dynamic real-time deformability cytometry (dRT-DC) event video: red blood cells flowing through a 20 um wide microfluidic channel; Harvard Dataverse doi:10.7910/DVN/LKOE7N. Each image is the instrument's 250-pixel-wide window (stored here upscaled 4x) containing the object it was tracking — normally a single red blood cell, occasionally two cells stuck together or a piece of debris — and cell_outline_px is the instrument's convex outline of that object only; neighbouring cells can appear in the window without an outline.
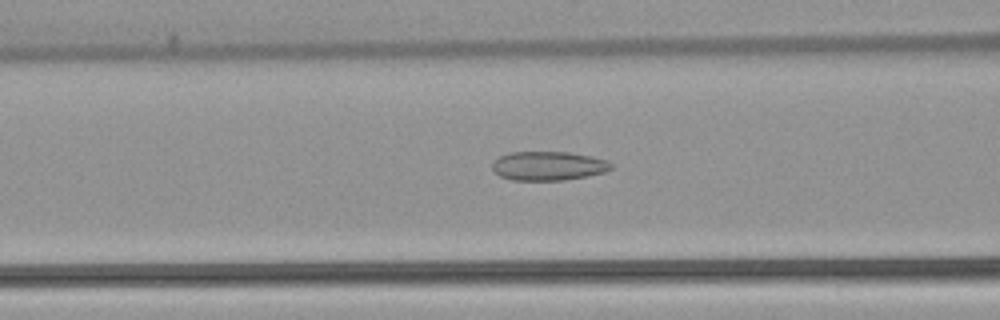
{"species": "common noctule bat (a hibernating species)", "species_latin": "Nyctalus noctula", "temperature_condition": "warm", "stored_images_in_passage": 37, "camera_frame_rate_fps": 3000, "um_per_image_px": 0.085, "animal": {"sex": "female", "body_mass_g": 22.7, "forearm_length_mm": 54.2}, "frame": {"image": 1, "passage_image": 6, "time_ms": 1.667, "image_size_px": [1000, 320], "cell_outline_px": [[612, 168], [604, 172], [588, 176], [564, 180], [512, 180], [500, 176], [492, 168], [492, 164], [500, 156], [508, 152], [568, 152], [592, 156], [608, 160], [612, 164]], "centroid_in_image_um": [46.63, 14.1], "position_along_channel_um": 120.0, "area_um2": 20.11}}
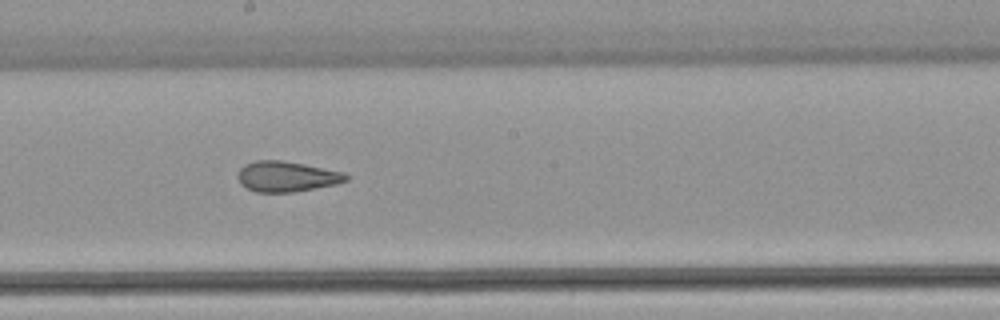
{"frame": {"image": 2, "passage_image": 14, "time_ms": 4.333, "image_size_px": [1000, 320], "cell_outline_px": [[348, 180], [336, 184], [292, 192], [256, 192], [240, 184], [236, 176], [240, 168], [244, 164], [256, 160], [280, 160], [304, 164], [344, 172], [348, 176]], "centroid_in_image_um": [24.33, 14.99], "position_along_channel_um": 223.9, "area_um2": 19.19}}
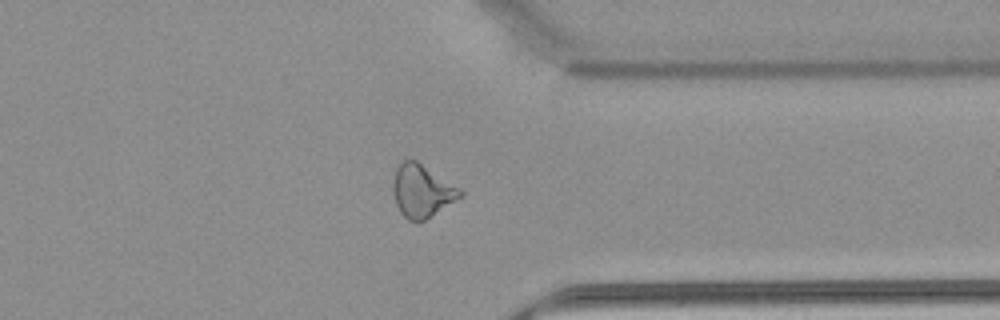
{"frame": {"image": 3, "passage_image": 26, "time_ms": 8.333, "image_size_px": [1000, 320], "cell_outline_px": [[464, 196], [424, 220], [408, 220], [400, 212], [396, 204], [392, 192], [392, 184], [396, 168], [400, 160], [416, 160], [460, 188], [464, 192]], "centroid_in_image_um": [35.85, 16.21], "position_along_channel_um": 375.5, "area_um2": 20.63}, "authors_computed_cell_mechanics": {"area_um2": 20.1144, "velocity_mm_per_s": 3.8962, "shape_relaxation_time_tau1_ms": null, "shape_relaxation_time_tau2_ms": 1.9202, "deformation_change_tau1": null, "deformation_change_tau2": 0.0936}}